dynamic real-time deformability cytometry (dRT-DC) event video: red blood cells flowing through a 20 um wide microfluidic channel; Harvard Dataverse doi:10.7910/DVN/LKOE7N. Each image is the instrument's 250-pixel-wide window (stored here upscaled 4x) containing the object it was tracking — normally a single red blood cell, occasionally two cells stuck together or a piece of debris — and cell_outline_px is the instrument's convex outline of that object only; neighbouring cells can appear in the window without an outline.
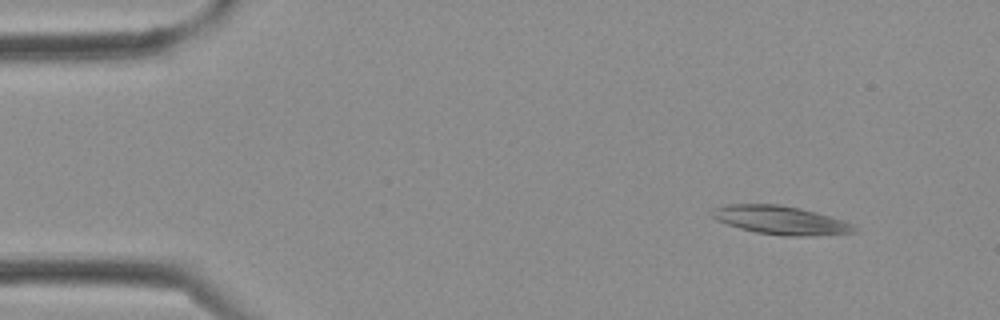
{"species": "Egyptian fruit bat (a non-hibernating species)", "species_latin": "Rousettus aegyptiacus", "temperature_condition": "cold", "stored_images_in_passage": 2, "camera_frame_rate_fps": 3000, "um_per_image_px": 0.085, "frame": {"image": 1, "passage_image": 1, "time_ms": 0.0, "image_size_px": [1000, 320], "cell_outline_px": [[856, 232], [816, 236], [784, 236], [756, 232], [740, 228], [728, 224], [708, 216], [708, 212], [712, 208], [724, 204], [780, 204], [800, 208], [816, 212], [852, 224]], "centroid_in_image_um": [66.26, 18.7], "position_along_channel_um": 18.7, "area_um2": 23.7}}